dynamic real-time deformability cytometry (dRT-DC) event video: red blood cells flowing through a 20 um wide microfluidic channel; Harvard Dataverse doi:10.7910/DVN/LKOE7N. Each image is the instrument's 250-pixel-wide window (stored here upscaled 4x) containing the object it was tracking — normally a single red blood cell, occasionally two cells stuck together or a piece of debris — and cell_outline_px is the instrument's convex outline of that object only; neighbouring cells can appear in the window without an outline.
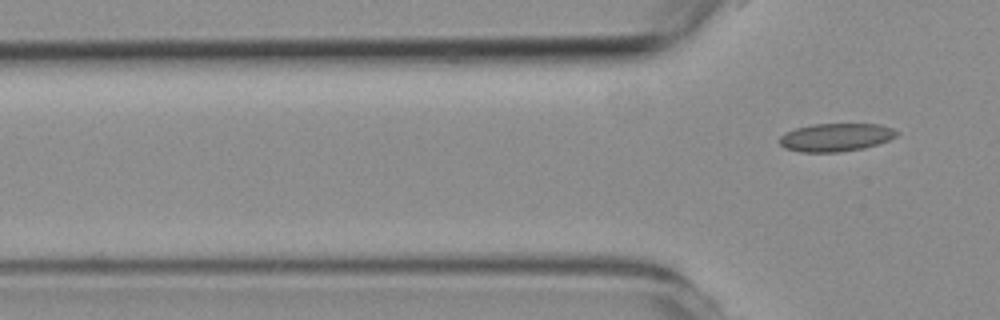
{"species": "common noctule bat (a hibernating species)", "species_latin": "Nyctalus noctula", "temperature_condition": "room temperature", "stored_images_in_passage": 3, "camera_frame_rate_fps": 3000, "um_per_image_px": 0.085, "animal": {"sex": "female", "body_mass_g": 19.3, "forearm_length_mm": 54.1}, "frame": {"image": 1, "passage_image": 3, "time_ms": 3.0, "image_size_px": [1000, 320], "cell_outline_px": [[900, 132], [896, 136], [888, 140], [864, 148], [840, 152], [800, 152], [784, 148], [780, 144], [780, 136], [796, 128], [812, 124], [880, 124], [892, 128]], "centroid_in_image_um": [71.05, 11.67], "position_along_channel_um": 54.7, "area_um2": 19.13}}